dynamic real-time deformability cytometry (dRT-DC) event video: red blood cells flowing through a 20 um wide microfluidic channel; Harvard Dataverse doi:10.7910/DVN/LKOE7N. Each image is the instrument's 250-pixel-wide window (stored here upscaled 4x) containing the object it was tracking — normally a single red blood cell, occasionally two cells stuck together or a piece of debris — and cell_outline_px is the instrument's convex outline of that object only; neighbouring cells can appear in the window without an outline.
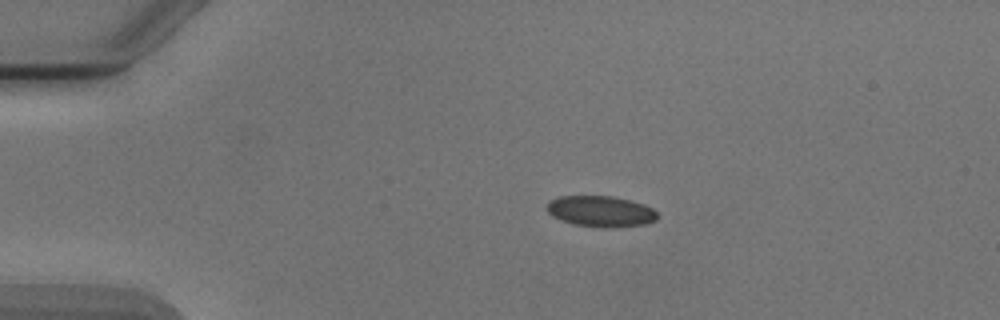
{"species": "Egyptian fruit bat (a non-hibernating species)", "species_latin": "Rousettus aegyptiacus", "temperature_condition": "cold", "stored_images_in_passage": 3, "camera_frame_rate_fps": 3000, "um_per_image_px": 0.085, "animal": {"sex": "male"}, "frame": {"image": 1, "passage_image": 1, "time_ms": 0.0, "image_size_px": [1000, 320], "cell_outline_px": [[656, 220], [644, 224], [604, 228], [572, 224], [560, 220], [552, 216], [544, 208], [548, 200], [560, 196], [612, 196], [632, 200], [644, 204], [652, 208], [656, 212]], "centroid_in_image_um": [51.0, 17.95], "position_along_channel_um": 34.0, "area_um2": 20.11}}
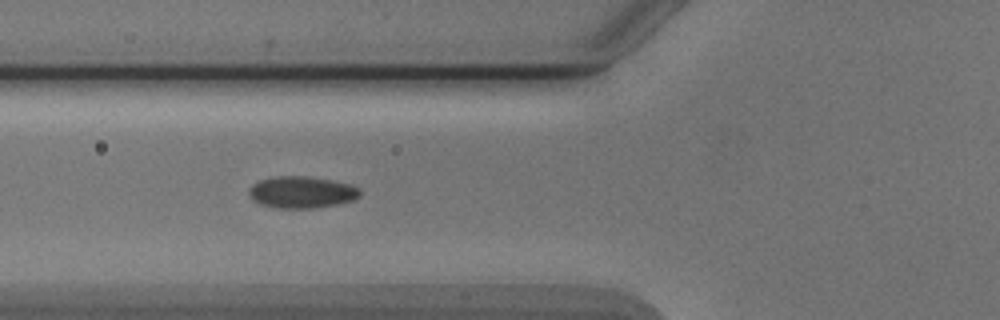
{"frame": {"image": 2, "passage_image": 3, "time_ms": 3.0, "image_size_px": [1000, 320], "cell_outline_px": [[360, 196], [352, 200], [340, 204], [312, 208], [276, 208], [260, 204], [252, 200], [248, 196], [248, 188], [252, 184], [260, 180], [276, 176], [308, 176], [332, 180], [352, 184], [360, 188]], "centroid_in_image_um": [25.63, 16.33], "position_along_channel_um": 100.2, "area_um2": 20.87}}